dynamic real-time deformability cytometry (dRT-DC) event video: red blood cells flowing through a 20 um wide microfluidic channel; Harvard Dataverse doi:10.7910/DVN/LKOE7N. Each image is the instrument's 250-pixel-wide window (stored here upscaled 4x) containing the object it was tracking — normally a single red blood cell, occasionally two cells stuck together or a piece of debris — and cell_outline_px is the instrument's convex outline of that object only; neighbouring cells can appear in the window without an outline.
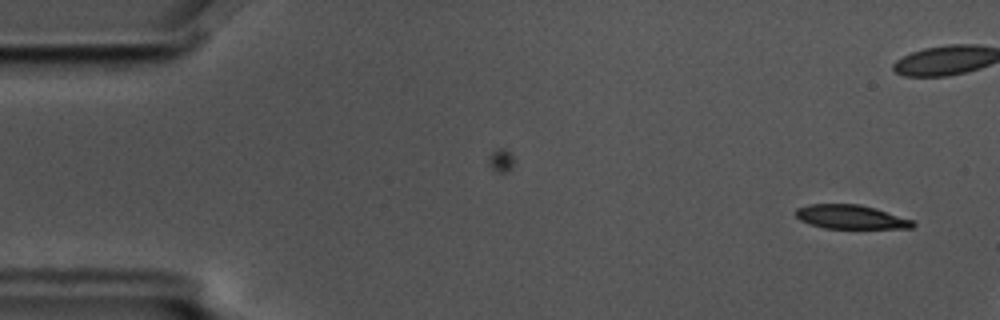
{"species": "common noctule bat (a hibernating species)", "species_latin": "Nyctalus noctula", "temperature_condition": "cold", "stored_images_in_passage": 3, "camera_frame_rate_fps": 3000, "um_per_image_px": 0.085, "animal": {"sex": "male", "body_mass_g": 17.5, "forearm_length_mm": 52.3}, "frame": {"image": 1, "passage_image": 3, "time_ms": 0.667, "image_size_px": [1000, 320], "cell_outline_px": [[916, 224], [912, 228], [824, 228], [808, 224], [800, 220], [796, 216], [796, 208], [808, 204], [860, 204], [876, 208], [912, 220]], "centroid_in_image_um": [72.29, 18.43], "position_along_channel_um": 12.7, "area_um2": 16.36}}